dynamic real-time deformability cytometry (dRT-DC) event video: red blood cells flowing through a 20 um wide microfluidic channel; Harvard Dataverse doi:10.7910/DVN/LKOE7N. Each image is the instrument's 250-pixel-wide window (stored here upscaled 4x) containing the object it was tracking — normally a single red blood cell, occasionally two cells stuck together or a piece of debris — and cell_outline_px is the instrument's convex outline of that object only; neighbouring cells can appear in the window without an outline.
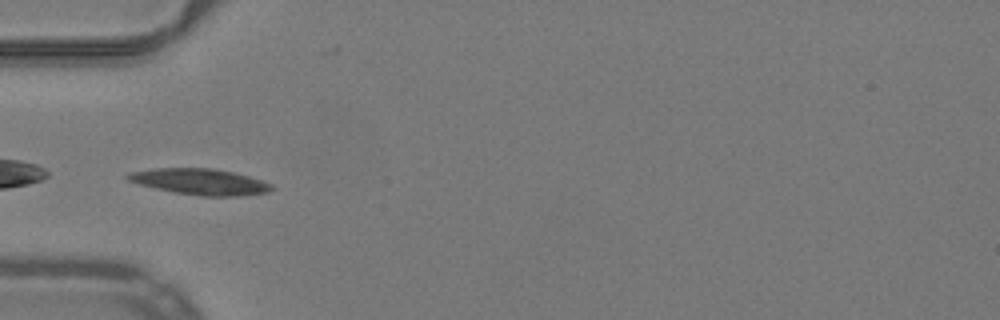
{"species": "common noctule bat (a hibernating species)", "species_latin": "Nyctalus noctula", "temperature_condition": "warm", "stored_images_in_passage": 37, "camera_frame_rate_fps": 3000, "um_per_image_px": 0.085, "animal": {"sex": "male", "body_mass_g": 19.2, "forearm_length_mm": 51.8}, "frame": {"image": 1, "passage_image": 2, "time_ms": 0.333, "image_size_px": [1000, 320], "cell_outline_px": [[276, 188], [268, 192], [236, 196], [200, 196], [176, 192], [156, 188], [140, 184], [128, 180], [124, 176], [128, 172], [152, 168], [212, 168], [232, 172], [248, 176], [272, 184]], "centroid_in_image_um": [16.99, 15.44], "position_along_channel_um": 68.0, "area_um2": 21.73}}
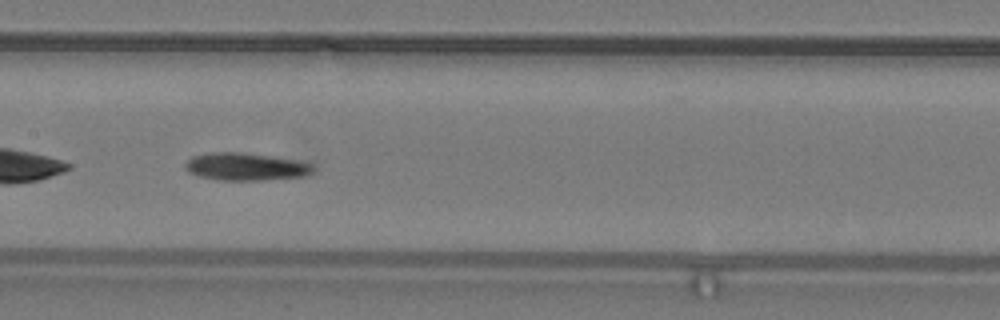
{"frame": {"image": 2, "passage_image": 11, "time_ms": 3.333, "image_size_px": [1000, 320], "cell_outline_px": [[312, 172], [304, 176], [260, 180], [216, 180], [200, 176], [188, 172], [184, 168], [184, 164], [192, 156], [208, 152], [244, 152], [308, 160], [312, 164]], "centroid_in_image_um": [20.92, 14.14], "position_along_channel_um": 186.5, "area_um2": 21.04}}
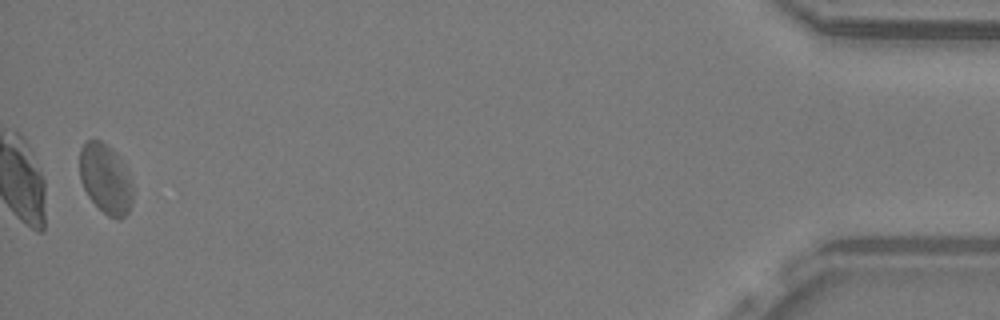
{"frame": {"image": 3, "passage_image": 36, "time_ms": 11.667, "image_size_px": [1000, 320], "cell_outline_px": [[132, 204], [128, 212], [120, 220], [116, 220], [108, 216], [88, 196], [80, 180], [80, 148], [88, 140], [100, 140], [112, 148], [120, 156], [132, 184]], "centroid_in_image_um": [8.98, 15.2], "position_along_channel_um": 426.2, "area_um2": 21.62}, "authors_computed_cell_mechanics": {"area_um2": 20.2878, "velocity_mm_per_s": 3.9519, "shape_relaxation_time_tau1_ms": null, "shape_relaxation_time_tau2_ms": 4.4753, "deformation_change_tau1": null, "deformation_change_tau2": 0.1107}}